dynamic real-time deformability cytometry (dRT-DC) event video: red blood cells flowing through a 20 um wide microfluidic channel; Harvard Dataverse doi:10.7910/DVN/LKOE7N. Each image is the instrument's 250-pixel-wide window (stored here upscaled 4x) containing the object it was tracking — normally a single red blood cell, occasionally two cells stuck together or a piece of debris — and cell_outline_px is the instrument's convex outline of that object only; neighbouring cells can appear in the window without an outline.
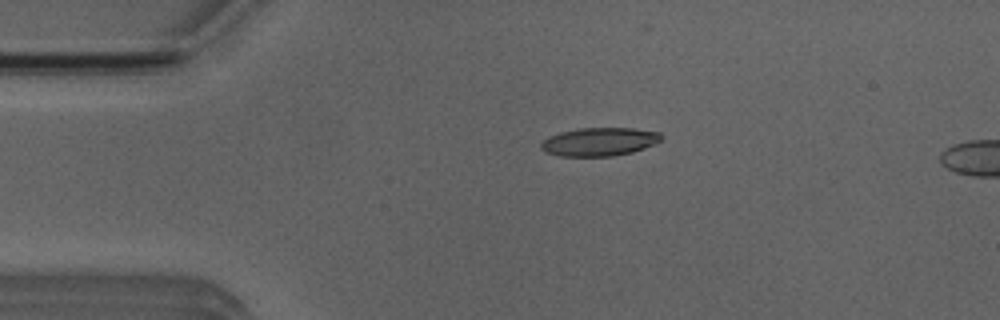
{"species": "Egyptian fruit bat (a non-hibernating species)", "species_latin": "Rousettus aegyptiacus", "temperature_condition": "room temperature", "stored_images_in_passage": 5, "camera_frame_rate_fps": 3000, "um_per_image_px": 0.085, "animal": {"sex": "male"}, "frame": {"image": 1, "passage_image": 3, "time_ms": 2.333, "image_size_px": [1000, 320], "cell_outline_px": [[664, 136], [656, 144], [632, 152], [612, 156], [560, 156], [548, 152], [540, 148], [540, 144], [548, 136], [560, 132], [580, 128], [632, 128], [660, 132]], "centroid_in_image_um": [50.97, 12.04], "position_along_channel_um": 34.0, "area_um2": 19.88}}